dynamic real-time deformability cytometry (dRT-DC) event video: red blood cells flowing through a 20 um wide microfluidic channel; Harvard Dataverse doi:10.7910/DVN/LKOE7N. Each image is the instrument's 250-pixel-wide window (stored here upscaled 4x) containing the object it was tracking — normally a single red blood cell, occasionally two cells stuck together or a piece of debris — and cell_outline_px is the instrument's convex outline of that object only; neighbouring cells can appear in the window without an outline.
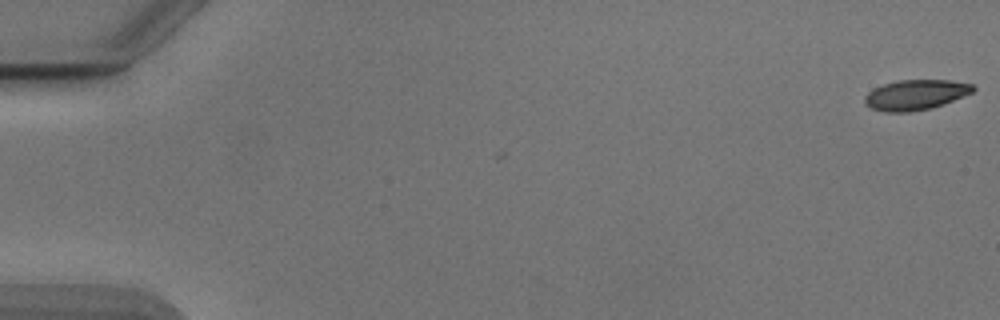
{"species": "Egyptian fruit bat (a non-hibernating species)", "species_latin": "Rousettus aegyptiacus", "temperature_condition": "cold", "stored_images_in_passage": 5, "camera_frame_rate_fps": 3000, "um_per_image_px": 0.085, "animal": {"sex": "male"}, "frame": {"image": 1, "passage_image": 1, "time_ms": 0.0, "image_size_px": [1000, 320], "cell_outline_px": [[976, 88], [972, 92], [964, 96], [944, 104], [912, 112], [888, 112], [872, 108], [864, 104], [864, 96], [872, 88], [884, 84], [900, 80], [948, 80], [972, 84]], "centroid_in_image_um": [77.8, 8.06], "position_along_channel_um": 7.2, "area_um2": 19.02}}